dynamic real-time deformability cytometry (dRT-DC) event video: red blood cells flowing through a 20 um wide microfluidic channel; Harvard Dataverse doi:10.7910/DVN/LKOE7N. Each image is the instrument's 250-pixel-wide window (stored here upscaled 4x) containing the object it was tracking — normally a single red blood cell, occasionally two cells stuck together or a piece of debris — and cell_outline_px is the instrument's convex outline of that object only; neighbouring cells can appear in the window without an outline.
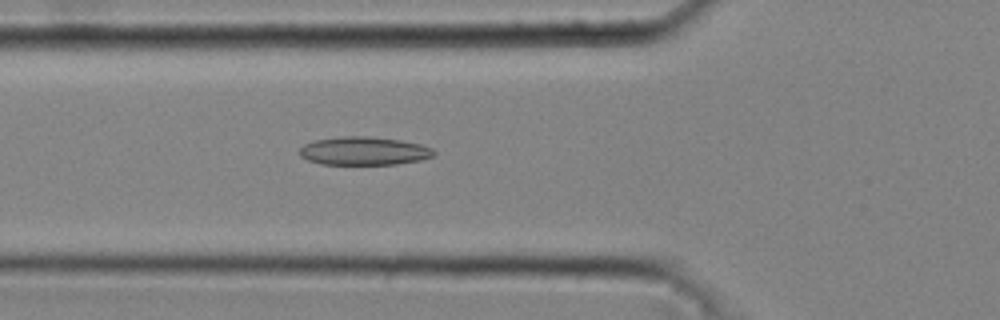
{"species": "common noctule bat (a hibernating species)", "species_latin": "Nyctalus noctula", "temperature_condition": "cold", "stored_images_in_passage": 43, "camera_frame_rate_fps": 3000, "um_per_image_px": 0.085, "animal": {"sex": "male", "body_mass_g": 20.4}, "frame": {"image": 1, "passage_image": 16, "time_ms": 5.0, "image_size_px": [1000, 320], "cell_outline_px": [[436, 156], [420, 160], [396, 164], [320, 164], [308, 160], [300, 156], [300, 148], [304, 144], [312, 140], [344, 136], [368, 136], [400, 140], [420, 144], [432, 148], [436, 152]], "centroid_in_image_um": [30.94, 12.83], "position_along_channel_um": 94.9, "area_um2": 22.25}}
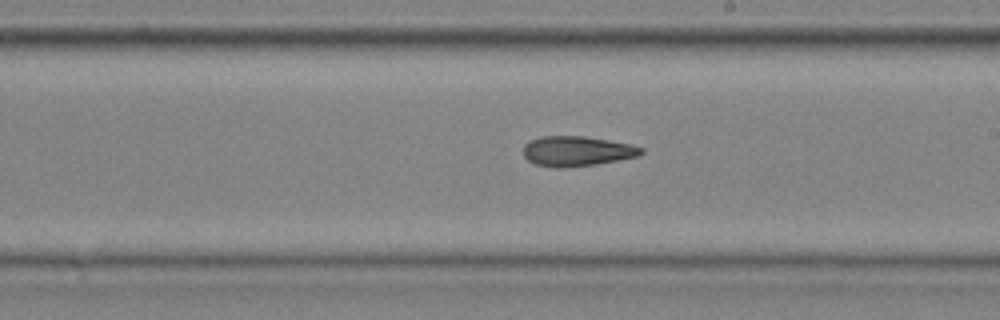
{"frame": {"image": 2, "passage_image": 26, "time_ms": 8.333, "image_size_px": [1000, 320], "cell_outline_px": [[644, 152], [636, 156], [596, 164], [560, 168], [556, 168], [536, 164], [528, 160], [524, 156], [524, 144], [540, 136], [584, 136], [632, 144], [644, 148]], "centroid_in_image_um": [49.03, 12.84], "position_along_channel_um": 240.0, "area_um2": 20.46}}
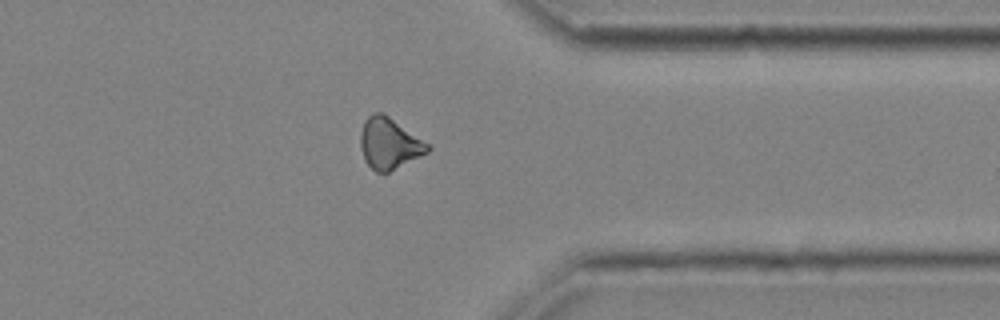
{"frame": {"image": 3, "passage_image": 36, "time_ms": 11.667, "image_size_px": [1000, 320], "cell_outline_px": [[432, 148], [428, 152], [388, 172], [376, 172], [364, 160], [360, 144], [360, 132], [364, 120], [372, 112], [384, 112], [432, 144]], "centroid_in_image_um": [33.11, 12.15], "position_along_channel_um": 378.3, "area_um2": 20.4}}